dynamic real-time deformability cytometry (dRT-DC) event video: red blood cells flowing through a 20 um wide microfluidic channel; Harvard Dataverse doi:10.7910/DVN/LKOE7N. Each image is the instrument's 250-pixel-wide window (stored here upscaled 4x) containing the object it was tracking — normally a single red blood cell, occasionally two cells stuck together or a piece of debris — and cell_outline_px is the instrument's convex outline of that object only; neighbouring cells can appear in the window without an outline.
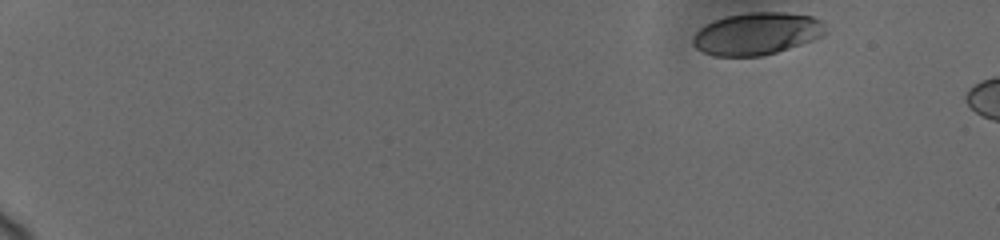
{"species": "human", "species_latin": "Homo sapiens", "temperature_condition": "cold", "stored_images_in_passage": 4, "camera_frame_rate_fps": 3000, "um_per_image_px": 0.085, "donor": {"sex": "female"}, "frame": {"image": 1, "passage_image": 1, "time_ms": 0.0, "image_size_px": [1000, 240], "cell_outline_px": [[824, 32], [820, 36], [788, 48], [764, 56], [716, 56], [704, 52], [696, 48], [692, 44], [692, 36], [700, 28], [716, 20], [728, 16], [748, 12], [784, 12], [812, 16], [820, 20]], "centroid_in_image_um": [64.27, 2.86], "position_along_channel_um": 20.7, "area_um2": 32.08}}